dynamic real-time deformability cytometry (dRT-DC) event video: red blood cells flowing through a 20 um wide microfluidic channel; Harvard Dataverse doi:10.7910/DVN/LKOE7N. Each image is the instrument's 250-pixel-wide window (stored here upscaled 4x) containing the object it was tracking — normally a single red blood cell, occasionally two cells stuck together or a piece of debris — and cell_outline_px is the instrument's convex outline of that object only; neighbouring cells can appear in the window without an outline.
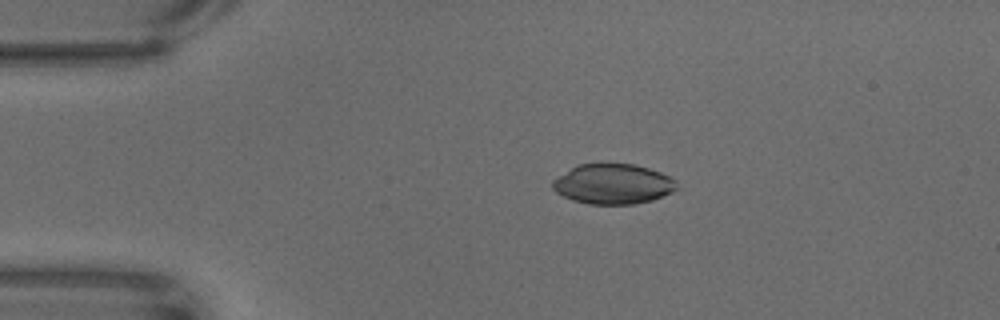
{"species": "common noctule bat (a hibernating species)", "species_latin": "Nyctalus noctula", "temperature_condition": "warm", "stored_images_in_passage": 52, "camera_frame_rate_fps": 3000, "um_per_image_px": 0.085, "animal": {"sex": "male", "body_mass_g": 18.8}, "frame": {"image": 1, "passage_image": 1, "time_ms": 0.0, "image_size_px": [1000, 320], "cell_outline_px": [[676, 188], [672, 192], [652, 200], [632, 204], [588, 204], [572, 200], [556, 192], [552, 188], [552, 180], [576, 164], [632, 164], [648, 168], [660, 172], [676, 180]], "centroid_in_image_um": [52.07, 15.64], "position_along_channel_um": 32.9, "area_um2": 28.9}}
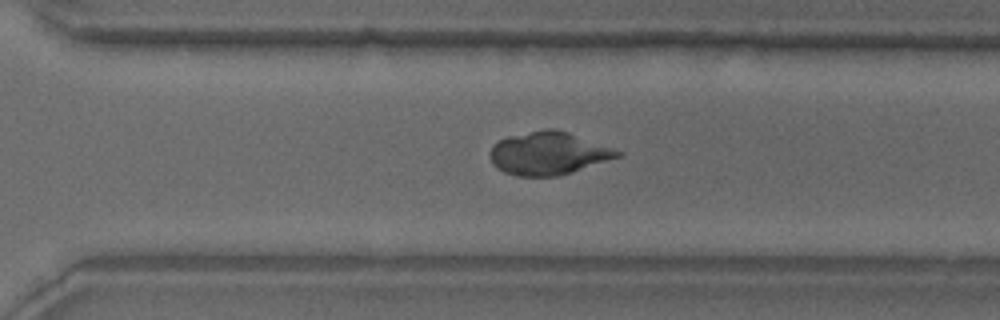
{"frame": {"image": 2, "passage_image": 33, "time_ms": 10.667, "image_size_px": [1000, 320], "cell_outline_px": [[620, 156], [572, 172], [556, 176], [516, 176], [504, 172], [496, 168], [492, 164], [488, 156], [488, 152], [500, 140], [508, 136], [544, 128], [552, 128], [568, 132], [612, 148], [620, 152]], "centroid_in_image_um": [46.54, 13.03], "position_along_channel_um": 324.1, "area_um2": 31.62}}
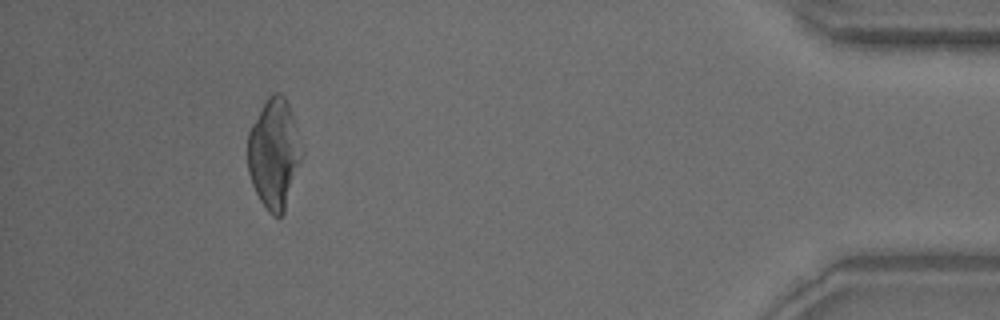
{"frame": {"image": 3, "passage_image": 47, "time_ms": 15.333, "image_size_px": [1000, 320], "cell_outline_px": [[300, 160], [284, 212], [276, 220], [268, 212], [260, 200], [252, 184], [248, 172], [248, 132], [252, 124], [268, 96], [272, 92], [280, 92], [284, 96], [288, 104], [292, 116], [300, 156]], "centroid_in_image_um": [23.23, 13.09], "position_along_channel_um": 412.0, "area_um2": 33.52}}